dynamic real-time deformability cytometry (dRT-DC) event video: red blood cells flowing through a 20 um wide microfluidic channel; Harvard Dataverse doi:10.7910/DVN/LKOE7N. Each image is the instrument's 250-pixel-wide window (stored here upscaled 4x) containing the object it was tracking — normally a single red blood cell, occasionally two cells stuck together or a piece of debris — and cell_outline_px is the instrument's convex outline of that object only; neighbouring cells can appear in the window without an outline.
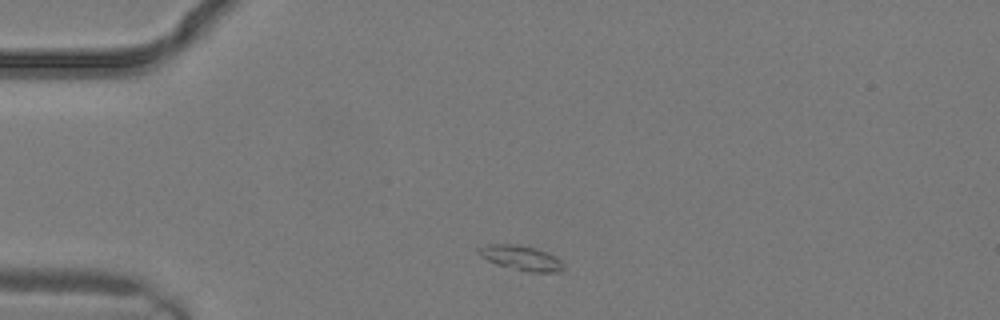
{"species": "common noctule bat (a hibernating species)", "species_latin": "Nyctalus noctula", "temperature_condition": "warm", "stored_images_in_passage": 1, "camera_frame_rate_fps": 3000, "um_per_image_px": 0.085, "animal": {"sex": "male", "body_mass_g": 19.2, "forearm_length_mm": 51.8}, "frame": {"image": 1, "passage_image": 1, "time_ms": 0.0, "image_size_px": [1000, 320], "cell_outline_px": [[564, 268], [560, 272], [528, 272], [496, 264], [480, 256], [476, 252], [476, 248], [484, 244], [516, 244], [536, 248], [548, 252], [556, 256], [564, 264]], "centroid_in_image_um": [44.28, 21.91], "position_along_channel_um": 40.7, "area_um2": 12.48}}